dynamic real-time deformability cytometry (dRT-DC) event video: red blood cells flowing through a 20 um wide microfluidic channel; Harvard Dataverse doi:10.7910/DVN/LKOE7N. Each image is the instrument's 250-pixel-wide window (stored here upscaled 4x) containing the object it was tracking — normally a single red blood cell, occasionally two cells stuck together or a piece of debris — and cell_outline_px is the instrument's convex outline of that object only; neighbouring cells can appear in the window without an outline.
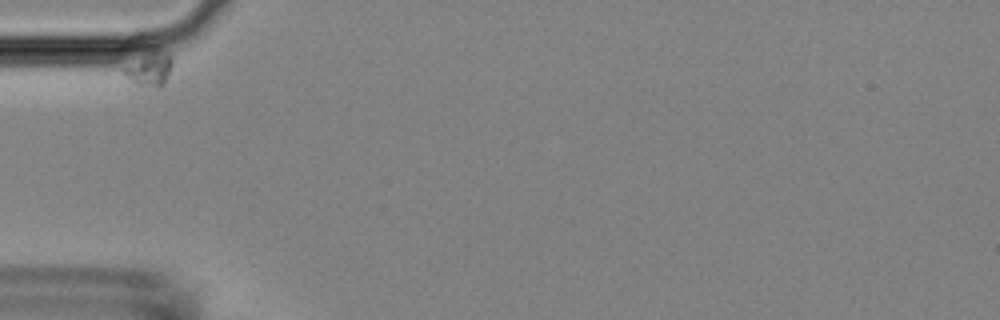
{"species": "Egyptian fruit bat (a non-hibernating species)", "species_latin": "Rousettus aegyptiacus", "temperature_condition": "room temperature", "stored_images_in_passage": 3, "camera_frame_rate_fps": 3000, "um_per_image_px": 0.085, "animal": {"sex": "female"}, "frame": {"image": 1, "passage_image": 1, "time_ms": 0.0, "image_size_px": [1000, 320], "cell_outline_px": [[172, 64], [164, 84], [160, 88], [136, 84], [120, 72], [120, 68], [152, 44], [160, 48], [172, 60]], "centroid_in_image_um": [12.63, 5.75], "position_along_channel_um": 72.4, "area_um2": 10.4}}